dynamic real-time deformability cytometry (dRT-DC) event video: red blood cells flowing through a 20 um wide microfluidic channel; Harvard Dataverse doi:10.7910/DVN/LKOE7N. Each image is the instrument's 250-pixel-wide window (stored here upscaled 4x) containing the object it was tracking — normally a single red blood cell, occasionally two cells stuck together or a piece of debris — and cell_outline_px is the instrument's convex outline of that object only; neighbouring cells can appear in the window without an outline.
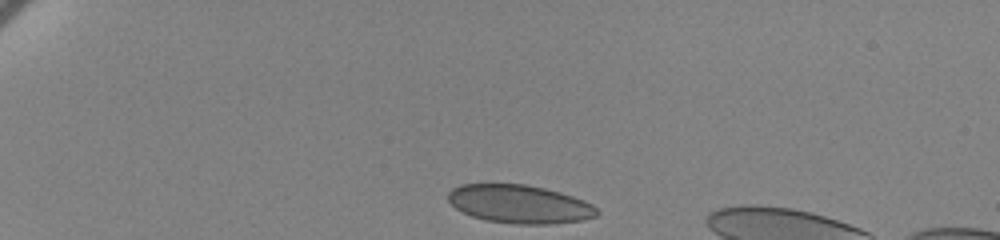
{"species": "human", "species_latin": "Homo sapiens", "temperature_condition": "cold", "stored_images_in_passage": 41, "camera_frame_rate_fps": 3000, "um_per_image_px": 0.085, "donor": {"sex": "female"}, "frame": {"image": 1, "passage_image": 2, "time_ms": 0.333, "image_size_px": [1000, 240], "cell_outline_px": [[600, 212], [596, 216], [580, 220], [548, 224], [516, 224], [484, 220], [472, 216], [456, 208], [448, 200], [448, 192], [452, 188], [460, 184], [524, 184], [544, 188], [560, 192], [584, 200], [592, 204]], "centroid_in_image_um": [44.15, 17.34], "position_along_channel_um": 40.9, "area_um2": 33.18}}
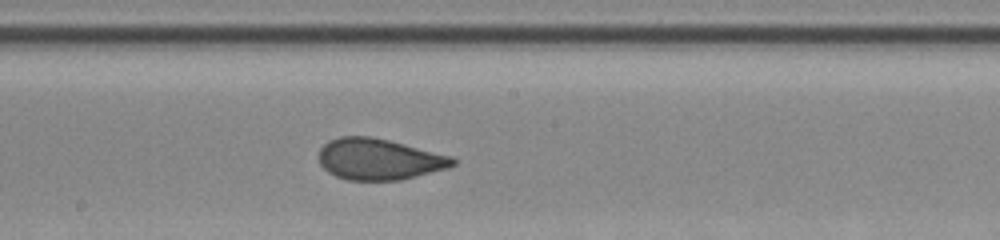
{"frame": {"image": 2, "passage_image": 23, "time_ms": 7.333, "image_size_px": [1000, 240], "cell_outline_px": [[456, 164], [448, 168], [400, 180], [348, 180], [336, 176], [328, 172], [320, 164], [320, 148], [328, 140], [340, 136], [368, 136], [388, 140], [452, 156], [456, 160]], "centroid_in_image_um": [32.21, 13.53], "position_along_channel_um": 216.0, "area_um2": 32.02}}
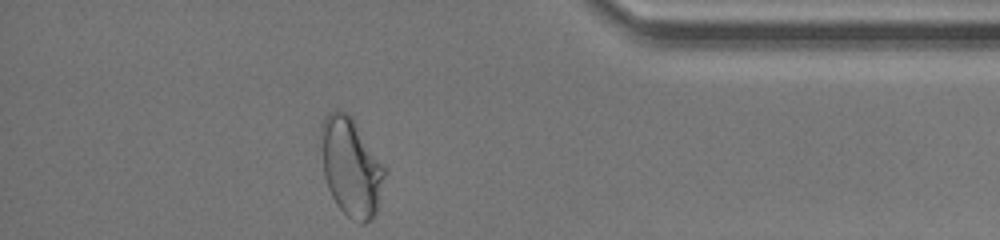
{"frame": {"image": 3, "passage_image": 41, "time_ms": 13.333, "image_size_px": [1000, 240], "cell_outline_px": [[388, 172], [376, 212], [364, 224], [360, 224], [352, 220], [336, 204], [328, 188], [324, 176], [320, 132], [320, 128], [328, 112], [336, 108], [348, 112], [352, 116], [388, 168]], "centroid_in_image_um": [29.88, 14.15], "position_along_channel_um": 405.3, "area_um2": 37.34}, "authors_computed_cell_mechanics": {"area_um2": 32.7148, "velocity_mm_per_s": 3.4519, "shape_relaxation_time_tau1_ms": 11.1504, "shape_relaxation_time_tau2_ms": null, "deformation_change_tau1": 0.2048, "deformation_change_tau2": null}}